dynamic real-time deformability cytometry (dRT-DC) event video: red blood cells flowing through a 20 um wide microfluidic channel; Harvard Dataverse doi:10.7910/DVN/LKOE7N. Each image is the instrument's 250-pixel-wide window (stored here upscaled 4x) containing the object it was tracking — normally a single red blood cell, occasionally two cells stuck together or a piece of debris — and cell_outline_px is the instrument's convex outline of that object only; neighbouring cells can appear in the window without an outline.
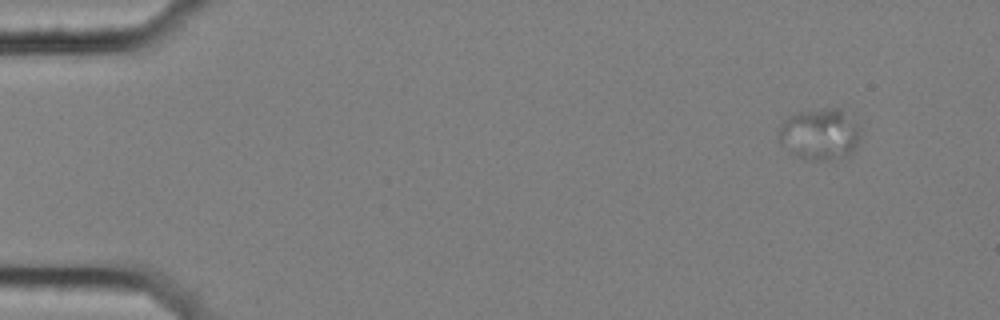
{"species": "common noctule bat (a hibernating species)", "species_latin": "Nyctalus noctula", "temperature_condition": "cold", "stored_images_in_passage": 5, "camera_frame_rate_fps": 3000, "um_per_image_px": 0.085, "animal": {"sex": "female", "body_mass_g": 25.1}, "frame": {"image": 1, "passage_image": 1, "time_ms": 0.0, "image_size_px": [1000, 320], "cell_outline_px": [[860, 132], [856, 144], [852, 152], [848, 156], [828, 160], [804, 160], [792, 152], [780, 140], [780, 124], [788, 116], [800, 112], [828, 108], [840, 108], [860, 128]], "centroid_in_image_um": [69.69, 11.41], "position_along_channel_um": 15.3, "area_um2": 23.99}}